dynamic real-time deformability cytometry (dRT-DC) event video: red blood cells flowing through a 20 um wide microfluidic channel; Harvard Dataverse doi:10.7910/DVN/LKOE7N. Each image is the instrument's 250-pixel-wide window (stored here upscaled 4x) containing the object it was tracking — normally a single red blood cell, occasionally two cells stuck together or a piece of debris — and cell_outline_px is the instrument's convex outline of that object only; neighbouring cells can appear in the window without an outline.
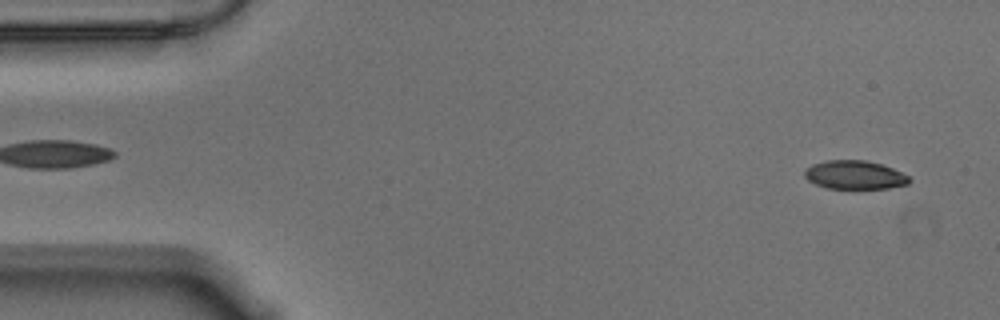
{"species": "Egyptian fruit bat (a non-hibernating species)", "species_latin": "Rousettus aegyptiacus", "temperature_condition": "warm", "stored_images_in_passage": 56, "camera_frame_rate_fps": 3000, "um_per_image_px": 0.085, "animal": {"sex": "male"}, "frame": {"image": 1, "passage_image": 3, "time_ms": 0.667, "image_size_px": [1000, 320], "cell_outline_px": [[912, 180], [908, 184], [888, 188], [828, 188], [816, 184], [808, 180], [804, 176], [804, 172], [812, 164], [828, 160], [864, 160], [880, 164], [892, 168], [908, 176]], "centroid_in_image_um": [72.65, 14.87], "position_along_channel_um": 12.3, "area_um2": 17.22}}
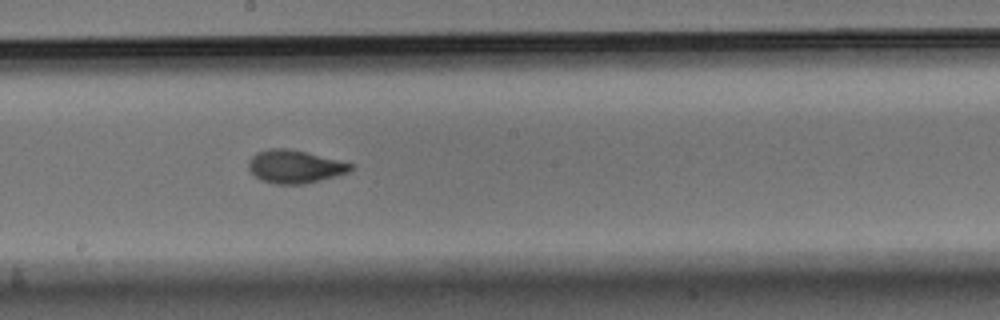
{"frame": {"image": 2, "passage_image": 30, "time_ms": 9.667, "image_size_px": [1000, 320], "cell_outline_px": [[356, 164], [348, 172], [320, 180], [304, 184], [276, 184], [264, 180], [256, 176], [248, 168], [248, 160], [256, 152], [272, 148], [288, 148]], "centroid_in_image_um": [25.06, 14.15], "position_along_channel_um": 223.1, "area_um2": 19.48}}
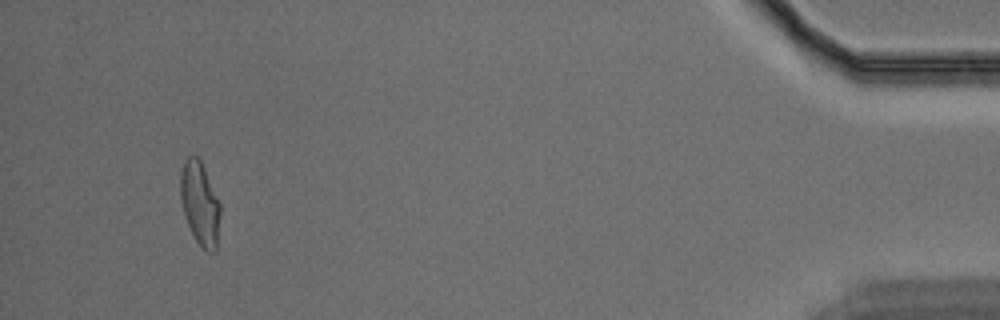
{"frame": {"image": 3, "passage_image": 53, "time_ms": 17.333, "image_size_px": [1000, 320], "cell_outline_px": [[220, 216], [216, 252], [208, 252], [196, 240], [184, 216], [180, 200], [180, 172], [184, 160], [188, 156], [196, 156], [200, 160], [204, 168], [220, 204]], "centroid_in_image_um": [16.98, 17.29], "position_along_channel_um": 418.2, "area_um2": 19.25}, "authors_computed_cell_mechanics": {"area_um2": 19.1029, "velocity_mm_per_s": 3.5365, "shape_relaxation_time_tau1_ms": 3.4795, "shape_relaxation_time_tau2_ms": 0.9758, "deformation_change_tau1": 0.1723, "deformation_change_tau2": 0.0702}}